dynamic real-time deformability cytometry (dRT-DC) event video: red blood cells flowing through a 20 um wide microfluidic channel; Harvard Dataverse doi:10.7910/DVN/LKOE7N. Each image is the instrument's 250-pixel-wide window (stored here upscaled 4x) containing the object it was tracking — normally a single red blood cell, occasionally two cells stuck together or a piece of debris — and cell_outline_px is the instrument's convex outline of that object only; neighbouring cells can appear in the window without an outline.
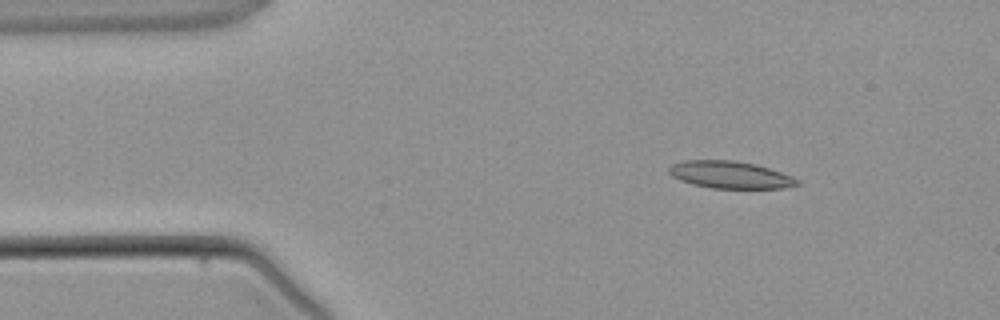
{"species": "common noctule bat (a hibernating species)", "species_latin": "Nyctalus noctula", "temperature_condition": "warm", "stored_images_in_passage": 3, "camera_frame_rate_fps": 3000, "um_per_image_px": 0.085, "animal": {"sex": "male", "body_mass_g": 21.5, "forearm_length_mm": 52.0}, "frame": {"image": 1, "passage_image": 2, "time_ms": 1.0, "image_size_px": [1000, 320], "cell_outline_px": [[800, 184], [784, 188], [712, 188], [692, 184], [680, 180], [672, 176], [668, 172], [668, 168], [672, 164], [684, 160], [736, 160], [756, 164], [792, 176], [800, 180]], "centroid_in_image_um": [62.06, 14.85], "position_along_channel_um": 22.9, "area_um2": 20.4}}
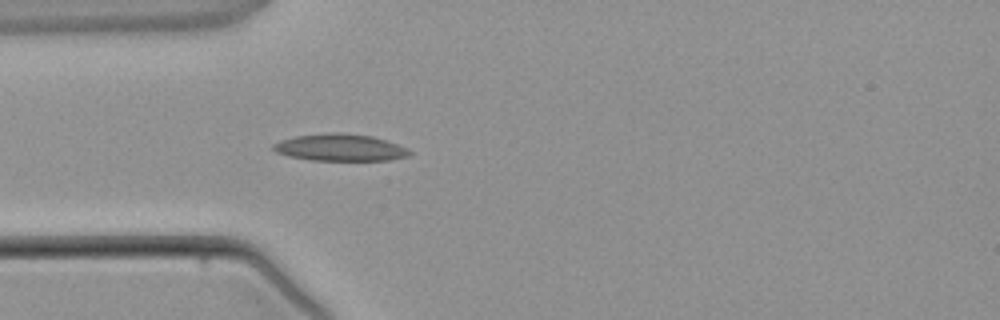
{"frame": {"image": 2, "passage_image": 3, "time_ms": 3.0, "image_size_px": [1000, 320], "cell_outline_px": [[412, 152], [408, 156], [388, 160], [312, 160], [288, 156], [276, 152], [272, 148], [272, 144], [280, 140], [296, 136], [332, 132], [340, 132], [372, 136], [408, 148]], "centroid_in_image_um": [28.89, 12.54], "position_along_channel_um": 56.1, "area_um2": 21.33}}